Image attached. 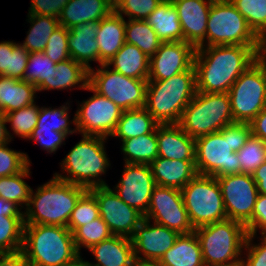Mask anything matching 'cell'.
<instances>
[{
	"label": "cell",
	"mask_w": 266,
	"mask_h": 266,
	"mask_svg": "<svg viewBox=\"0 0 266 266\" xmlns=\"http://www.w3.org/2000/svg\"><path fill=\"white\" fill-rule=\"evenodd\" d=\"M112 235L108 225L101 217L80 226L73 233L75 247L79 254L82 247L89 249L93 245L110 238Z\"/></svg>",
	"instance_id": "obj_42"
},
{
	"label": "cell",
	"mask_w": 266,
	"mask_h": 266,
	"mask_svg": "<svg viewBox=\"0 0 266 266\" xmlns=\"http://www.w3.org/2000/svg\"><path fill=\"white\" fill-rule=\"evenodd\" d=\"M144 218L179 234H189L195 230L190 223L181 190L172 187H154Z\"/></svg>",
	"instance_id": "obj_15"
},
{
	"label": "cell",
	"mask_w": 266,
	"mask_h": 266,
	"mask_svg": "<svg viewBox=\"0 0 266 266\" xmlns=\"http://www.w3.org/2000/svg\"><path fill=\"white\" fill-rule=\"evenodd\" d=\"M100 217L99 206L95 196L87 190L76 203L68 222V228L74 233L83 226Z\"/></svg>",
	"instance_id": "obj_45"
},
{
	"label": "cell",
	"mask_w": 266,
	"mask_h": 266,
	"mask_svg": "<svg viewBox=\"0 0 266 266\" xmlns=\"http://www.w3.org/2000/svg\"><path fill=\"white\" fill-rule=\"evenodd\" d=\"M234 122L250 123L266 107V69L257 59L228 91Z\"/></svg>",
	"instance_id": "obj_11"
},
{
	"label": "cell",
	"mask_w": 266,
	"mask_h": 266,
	"mask_svg": "<svg viewBox=\"0 0 266 266\" xmlns=\"http://www.w3.org/2000/svg\"><path fill=\"white\" fill-rule=\"evenodd\" d=\"M30 164H28L21 172L0 177V197L12 201L17 204L21 209L28 205L30 193L32 188L23 180L30 175Z\"/></svg>",
	"instance_id": "obj_37"
},
{
	"label": "cell",
	"mask_w": 266,
	"mask_h": 266,
	"mask_svg": "<svg viewBox=\"0 0 266 266\" xmlns=\"http://www.w3.org/2000/svg\"><path fill=\"white\" fill-rule=\"evenodd\" d=\"M56 64L43 52H31L27 60L23 80L34 84L38 91L48 90V77Z\"/></svg>",
	"instance_id": "obj_39"
},
{
	"label": "cell",
	"mask_w": 266,
	"mask_h": 266,
	"mask_svg": "<svg viewBox=\"0 0 266 266\" xmlns=\"http://www.w3.org/2000/svg\"><path fill=\"white\" fill-rule=\"evenodd\" d=\"M205 266H241L247 238L243 224L231 219L206 224L194 230Z\"/></svg>",
	"instance_id": "obj_6"
},
{
	"label": "cell",
	"mask_w": 266,
	"mask_h": 266,
	"mask_svg": "<svg viewBox=\"0 0 266 266\" xmlns=\"http://www.w3.org/2000/svg\"><path fill=\"white\" fill-rule=\"evenodd\" d=\"M150 168L156 185L179 190L198 174L195 161L170 160L157 157L150 164Z\"/></svg>",
	"instance_id": "obj_25"
},
{
	"label": "cell",
	"mask_w": 266,
	"mask_h": 266,
	"mask_svg": "<svg viewBox=\"0 0 266 266\" xmlns=\"http://www.w3.org/2000/svg\"><path fill=\"white\" fill-rule=\"evenodd\" d=\"M125 163L150 165L158 157L156 130L142 136L122 140Z\"/></svg>",
	"instance_id": "obj_33"
},
{
	"label": "cell",
	"mask_w": 266,
	"mask_h": 266,
	"mask_svg": "<svg viewBox=\"0 0 266 266\" xmlns=\"http://www.w3.org/2000/svg\"><path fill=\"white\" fill-rule=\"evenodd\" d=\"M82 137L60 163L67 175L55 173L54 177L87 190L107 186V183L99 178L110 166L104 148L107 138L91 135H82Z\"/></svg>",
	"instance_id": "obj_5"
},
{
	"label": "cell",
	"mask_w": 266,
	"mask_h": 266,
	"mask_svg": "<svg viewBox=\"0 0 266 266\" xmlns=\"http://www.w3.org/2000/svg\"><path fill=\"white\" fill-rule=\"evenodd\" d=\"M145 21L162 42L183 41V31L178 12L171 0H162Z\"/></svg>",
	"instance_id": "obj_29"
},
{
	"label": "cell",
	"mask_w": 266,
	"mask_h": 266,
	"mask_svg": "<svg viewBox=\"0 0 266 266\" xmlns=\"http://www.w3.org/2000/svg\"><path fill=\"white\" fill-rule=\"evenodd\" d=\"M88 250L94 255L97 263L93 266H135L133 244L131 238L112 235L110 238L93 245Z\"/></svg>",
	"instance_id": "obj_24"
},
{
	"label": "cell",
	"mask_w": 266,
	"mask_h": 266,
	"mask_svg": "<svg viewBox=\"0 0 266 266\" xmlns=\"http://www.w3.org/2000/svg\"><path fill=\"white\" fill-rule=\"evenodd\" d=\"M28 22L31 26L21 45L29 53L43 52L49 37L60 26L58 18L28 14Z\"/></svg>",
	"instance_id": "obj_35"
},
{
	"label": "cell",
	"mask_w": 266,
	"mask_h": 266,
	"mask_svg": "<svg viewBox=\"0 0 266 266\" xmlns=\"http://www.w3.org/2000/svg\"><path fill=\"white\" fill-rule=\"evenodd\" d=\"M252 135L250 123L234 122L228 125V137L233 152H238Z\"/></svg>",
	"instance_id": "obj_53"
},
{
	"label": "cell",
	"mask_w": 266,
	"mask_h": 266,
	"mask_svg": "<svg viewBox=\"0 0 266 266\" xmlns=\"http://www.w3.org/2000/svg\"><path fill=\"white\" fill-rule=\"evenodd\" d=\"M247 235L256 236L259 230L266 234V194H258L251 221L245 226Z\"/></svg>",
	"instance_id": "obj_51"
},
{
	"label": "cell",
	"mask_w": 266,
	"mask_h": 266,
	"mask_svg": "<svg viewBox=\"0 0 266 266\" xmlns=\"http://www.w3.org/2000/svg\"><path fill=\"white\" fill-rule=\"evenodd\" d=\"M206 46H262V40L230 0H213L206 28Z\"/></svg>",
	"instance_id": "obj_8"
},
{
	"label": "cell",
	"mask_w": 266,
	"mask_h": 266,
	"mask_svg": "<svg viewBox=\"0 0 266 266\" xmlns=\"http://www.w3.org/2000/svg\"><path fill=\"white\" fill-rule=\"evenodd\" d=\"M76 85L79 89H85L88 85V70L72 58L56 63V69L48 77V90H71Z\"/></svg>",
	"instance_id": "obj_32"
},
{
	"label": "cell",
	"mask_w": 266,
	"mask_h": 266,
	"mask_svg": "<svg viewBox=\"0 0 266 266\" xmlns=\"http://www.w3.org/2000/svg\"><path fill=\"white\" fill-rule=\"evenodd\" d=\"M86 188L60 180H51L30 193L24 211V224H44L67 227L70 216Z\"/></svg>",
	"instance_id": "obj_2"
},
{
	"label": "cell",
	"mask_w": 266,
	"mask_h": 266,
	"mask_svg": "<svg viewBox=\"0 0 266 266\" xmlns=\"http://www.w3.org/2000/svg\"><path fill=\"white\" fill-rule=\"evenodd\" d=\"M195 166L198 174L215 178L240 173L238 154L229 143L228 125L195 139Z\"/></svg>",
	"instance_id": "obj_12"
},
{
	"label": "cell",
	"mask_w": 266,
	"mask_h": 266,
	"mask_svg": "<svg viewBox=\"0 0 266 266\" xmlns=\"http://www.w3.org/2000/svg\"><path fill=\"white\" fill-rule=\"evenodd\" d=\"M8 144L0 145V177L15 175L30 164L26 153L9 149Z\"/></svg>",
	"instance_id": "obj_48"
},
{
	"label": "cell",
	"mask_w": 266,
	"mask_h": 266,
	"mask_svg": "<svg viewBox=\"0 0 266 266\" xmlns=\"http://www.w3.org/2000/svg\"><path fill=\"white\" fill-rule=\"evenodd\" d=\"M179 235L164 225L155 222L151 225L150 220L144 218L131 237L136 262L157 263Z\"/></svg>",
	"instance_id": "obj_17"
},
{
	"label": "cell",
	"mask_w": 266,
	"mask_h": 266,
	"mask_svg": "<svg viewBox=\"0 0 266 266\" xmlns=\"http://www.w3.org/2000/svg\"><path fill=\"white\" fill-rule=\"evenodd\" d=\"M162 0H114V11L128 19L145 20Z\"/></svg>",
	"instance_id": "obj_46"
},
{
	"label": "cell",
	"mask_w": 266,
	"mask_h": 266,
	"mask_svg": "<svg viewBox=\"0 0 266 266\" xmlns=\"http://www.w3.org/2000/svg\"><path fill=\"white\" fill-rule=\"evenodd\" d=\"M69 0H31L29 13L58 18Z\"/></svg>",
	"instance_id": "obj_52"
},
{
	"label": "cell",
	"mask_w": 266,
	"mask_h": 266,
	"mask_svg": "<svg viewBox=\"0 0 266 266\" xmlns=\"http://www.w3.org/2000/svg\"><path fill=\"white\" fill-rule=\"evenodd\" d=\"M22 253L30 266H62L80 254L68 227L24 224Z\"/></svg>",
	"instance_id": "obj_4"
},
{
	"label": "cell",
	"mask_w": 266,
	"mask_h": 266,
	"mask_svg": "<svg viewBox=\"0 0 266 266\" xmlns=\"http://www.w3.org/2000/svg\"><path fill=\"white\" fill-rule=\"evenodd\" d=\"M22 209L12 201L0 197V213H7V217H24Z\"/></svg>",
	"instance_id": "obj_56"
},
{
	"label": "cell",
	"mask_w": 266,
	"mask_h": 266,
	"mask_svg": "<svg viewBox=\"0 0 266 266\" xmlns=\"http://www.w3.org/2000/svg\"><path fill=\"white\" fill-rule=\"evenodd\" d=\"M159 266H205L195 232L180 234L175 244L157 262Z\"/></svg>",
	"instance_id": "obj_28"
},
{
	"label": "cell",
	"mask_w": 266,
	"mask_h": 266,
	"mask_svg": "<svg viewBox=\"0 0 266 266\" xmlns=\"http://www.w3.org/2000/svg\"><path fill=\"white\" fill-rule=\"evenodd\" d=\"M99 61L108 63L125 42V18L115 11L98 22Z\"/></svg>",
	"instance_id": "obj_26"
},
{
	"label": "cell",
	"mask_w": 266,
	"mask_h": 266,
	"mask_svg": "<svg viewBox=\"0 0 266 266\" xmlns=\"http://www.w3.org/2000/svg\"><path fill=\"white\" fill-rule=\"evenodd\" d=\"M125 42L137 46L149 58L159 49L162 41L145 20L125 21Z\"/></svg>",
	"instance_id": "obj_36"
},
{
	"label": "cell",
	"mask_w": 266,
	"mask_h": 266,
	"mask_svg": "<svg viewBox=\"0 0 266 266\" xmlns=\"http://www.w3.org/2000/svg\"><path fill=\"white\" fill-rule=\"evenodd\" d=\"M113 11V0H69L58 20L60 26L70 29L90 21L99 22Z\"/></svg>",
	"instance_id": "obj_22"
},
{
	"label": "cell",
	"mask_w": 266,
	"mask_h": 266,
	"mask_svg": "<svg viewBox=\"0 0 266 266\" xmlns=\"http://www.w3.org/2000/svg\"><path fill=\"white\" fill-rule=\"evenodd\" d=\"M156 137L158 157L195 161V139L187 135L178 124L158 125Z\"/></svg>",
	"instance_id": "obj_21"
},
{
	"label": "cell",
	"mask_w": 266,
	"mask_h": 266,
	"mask_svg": "<svg viewBox=\"0 0 266 266\" xmlns=\"http://www.w3.org/2000/svg\"><path fill=\"white\" fill-rule=\"evenodd\" d=\"M234 123L228 93L196 92L183 110L178 125L190 137L219 132Z\"/></svg>",
	"instance_id": "obj_7"
},
{
	"label": "cell",
	"mask_w": 266,
	"mask_h": 266,
	"mask_svg": "<svg viewBox=\"0 0 266 266\" xmlns=\"http://www.w3.org/2000/svg\"><path fill=\"white\" fill-rule=\"evenodd\" d=\"M135 266H159L157 263H136Z\"/></svg>",
	"instance_id": "obj_61"
},
{
	"label": "cell",
	"mask_w": 266,
	"mask_h": 266,
	"mask_svg": "<svg viewBox=\"0 0 266 266\" xmlns=\"http://www.w3.org/2000/svg\"><path fill=\"white\" fill-rule=\"evenodd\" d=\"M254 235H247L244 249L247 259H242L241 266H266V234H261L260 243L253 245Z\"/></svg>",
	"instance_id": "obj_49"
},
{
	"label": "cell",
	"mask_w": 266,
	"mask_h": 266,
	"mask_svg": "<svg viewBox=\"0 0 266 266\" xmlns=\"http://www.w3.org/2000/svg\"><path fill=\"white\" fill-rule=\"evenodd\" d=\"M7 119L6 115L0 112V145L9 143L13 137L6 127Z\"/></svg>",
	"instance_id": "obj_58"
},
{
	"label": "cell",
	"mask_w": 266,
	"mask_h": 266,
	"mask_svg": "<svg viewBox=\"0 0 266 266\" xmlns=\"http://www.w3.org/2000/svg\"><path fill=\"white\" fill-rule=\"evenodd\" d=\"M216 179L221 189L227 219L246 226L252 219L259 194L252 174L236 173Z\"/></svg>",
	"instance_id": "obj_14"
},
{
	"label": "cell",
	"mask_w": 266,
	"mask_h": 266,
	"mask_svg": "<svg viewBox=\"0 0 266 266\" xmlns=\"http://www.w3.org/2000/svg\"><path fill=\"white\" fill-rule=\"evenodd\" d=\"M171 1L178 12L183 31V41L195 48L205 47L209 10L213 0Z\"/></svg>",
	"instance_id": "obj_20"
},
{
	"label": "cell",
	"mask_w": 266,
	"mask_h": 266,
	"mask_svg": "<svg viewBox=\"0 0 266 266\" xmlns=\"http://www.w3.org/2000/svg\"><path fill=\"white\" fill-rule=\"evenodd\" d=\"M181 192L194 229L227 219L221 189L215 177L197 174Z\"/></svg>",
	"instance_id": "obj_9"
},
{
	"label": "cell",
	"mask_w": 266,
	"mask_h": 266,
	"mask_svg": "<svg viewBox=\"0 0 266 266\" xmlns=\"http://www.w3.org/2000/svg\"><path fill=\"white\" fill-rule=\"evenodd\" d=\"M29 52L13 41L0 42V76L23 80Z\"/></svg>",
	"instance_id": "obj_34"
},
{
	"label": "cell",
	"mask_w": 266,
	"mask_h": 266,
	"mask_svg": "<svg viewBox=\"0 0 266 266\" xmlns=\"http://www.w3.org/2000/svg\"><path fill=\"white\" fill-rule=\"evenodd\" d=\"M147 83L148 79L124 76L106 64L88 70V85L123 111L145 107Z\"/></svg>",
	"instance_id": "obj_10"
},
{
	"label": "cell",
	"mask_w": 266,
	"mask_h": 266,
	"mask_svg": "<svg viewBox=\"0 0 266 266\" xmlns=\"http://www.w3.org/2000/svg\"><path fill=\"white\" fill-rule=\"evenodd\" d=\"M262 45H266V36L262 39Z\"/></svg>",
	"instance_id": "obj_62"
},
{
	"label": "cell",
	"mask_w": 266,
	"mask_h": 266,
	"mask_svg": "<svg viewBox=\"0 0 266 266\" xmlns=\"http://www.w3.org/2000/svg\"><path fill=\"white\" fill-rule=\"evenodd\" d=\"M70 106L62 105L59 108H46L41 107L39 110L38 121L36 127L39 129H51L60 133L73 134L78 130L75 127L73 130L69 126L70 123H74L76 126V115L73 120L69 121L68 111Z\"/></svg>",
	"instance_id": "obj_41"
},
{
	"label": "cell",
	"mask_w": 266,
	"mask_h": 266,
	"mask_svg": "<svg viewBox=\"0 0 266 266\" xmlns=\"http://www.w3.org/2000/svg\"><path fill=\"white\" fill-rule=\"evenodd\" d=\"M84 90L94 95L83 101L75 113L78 133L108 138L113 134L123 110L89 85Z\"/></svg>",
	"instance_id": "obj_13"
},
{
	"label": "cell",
	"mask_w": 266,
	"mask_h": 266,
	"mask_svg": "<svg viewBox=\"0 0 266 266\" xmlns=\"http://www.w3.org/2000/svg\"><path fill=\"white\" fill-rule=\"evenodd\" d=\"M106 65L124 76L148 79L150 58L137 46L125 43Z\"/></svg>",
	"instance_id": "obj_30"
},
{
	"label": "cell",
	"mask_w": 266,
	"mask_h": 266,
	"mask_svg": "<svg viewBox=\"0 0 266 266\" xmlns=\"http://www.w3.org/2000/svg\"><path fill=\"white\" fill-rule=\"evenodd\" d=\"M262 40L266 36V0H230Z\"/></svg>",
	"instance_id": "obj_40"
},
{
	"label": "cell",
	"mask_w": 266,
	"mask_h": 266,
	"mask_svg": "<svg viewBox=\"0 0 266 266\" xmlns=\"http://www.w3.org/2000/svg\"><path fill=\"white\" fill-rule=\"evenodd\" d=\"M262 46L218 45L196 48V90L228 93L238 77L257 60Z\"/></svg>",
	"instance_id": "obj_1"
},
{
	"label": "cell",
	"mask_w": 266,
	"mask_h": 266,
	"mask_svg": "<svg viewBox=\"0 0 266 266\" xmlns=\"http://www.w3.org/2000/svg\"><path fill=\"white\" fill-rule=\"evenodd\" d=\"M69 29L59 26L49 37L43 53L55 64L70 59Z\"/></svg>",
	"instance_id": "obj_47"
},
{
	"label": "cell",
	"mask_w": 266,
	"mask_h": 266,
	"mask_svg": "<svg viewBox=\"0 0 266 266\" xmlns=\"http://www.w3.org/2000/svg\"><path fill=\"white\" fill-rule=\"evenodd\" d=\"M24 217H7L0 213V254L22 251Z\"/></svg>",
	"instance_id": "obj_38"
},
{
	"label": "cell",
	"mask_w": 266,
	"mask_h": 266,
	"mask_svg": "<svg viewBox=\"0 0 266 266\" xmlns=\"http://www.w3.org/2000/svg\"><path fill=\"white\" fill-rule=\"evenodd\" d=\"M62 266H89V262L83 260V258L81 257V255H79L78 257H76L73 261L66 263Z\"/></svg>",
	"instance_id": "obj_59"
},
{
	"label": "cell",
	"mask_w": 266,
	"mask_h": 266,
	"mask_svg": "<svg viewBox=\"0 0 266 266\" xmlns=\"http://www.w3.org/2000/svg\"><path fill=\"white\" fill-rule=\"evenodd\" d=\"M39 110V106L34 103L5 114L7 123H10L11 130L14 132L13 134L25 140L29 139L37 125Z\"/></svg>",
	"instance_id": "obj_44"
},
{
	"label": "cell",
	"mask_w": 266,
	"mask_h": 266,
	"mask_svg": "<svg viewBox=\"0 0 266 266\" xmlns=\"http://www.w3.org/2000/svg\"><path fill=\"white\" fill-rule=\"evenodd\" d=\"M89 191L95 196L100 217L111 233L131 238L144 216L123 202L108 185L94 187Z\"/></svg>",
	"instance_id": "obj_16"
},
{
	"label": "cell",
	"mask_w": 266,
	"mask_h": 266,
	"mask_svg": "<svg viewBox=\"0 0 266 266\" xmlns=\"http://www.w3.org/2000/svg\"><path fill=\"white\" fill-rule=\"evenodd\" d=\"M0 266H30L22 251L0 254Z\"/></svg>",
	"instance_id": "obj_55"
},
{
	"label": "cell",
	"mask_w": 266,
	"mask_h": 266,
	"mask_svg": "<svg viewBox=\"0 0 266 266\" xmlns=\"http://www.w3.org/2000/svg\"><path fill=\"white\" fill-rule=\"evenodd\" d=\"M98 22L90 21L69 29L68 49L70 58L81 63L87 70L92 67L89 62L99 61V46L96 39Z\"/></svg>",
	"instance_id": "obj_23"
},
{
	"label": "cell",
	"mask_w": 266,
	"mask_h": 266,
	"mask_svg": "<svg viewBox=\"0 0 266 266\" xmlns=\"http://www.w3.org/2000/svg\"><path fill=\"white\" fill-rule=\"evenodd\" d=\"M237 154L240 173L253 174L266 161V142L251 135Z\"/></svg>",
	"instance_id": "obj_43"
},
{
	"label": "cell",
	"mask_w": 266,
	"mask_h": 266,
	"mask_svg": "<svg viewBox=\"0 0 266 266\" xmlns=\"http://www.w3.org/2000/svg\"><path fill=\"white\" fill-rule=\"evenodd\" d=\"M196 92L193 65L166 80H148L145 108L159 125L178 124L183 110Z\"/></svg>",
	"instance_id": "obj_3"
},
{
	"label": "cell",
	"mask_w": 266,
	"mask_h": 266,
	"mask_svg": "<svg viewBox=\"0 0 266 266\" xmlns=\"http://www.w3.org/2000/svg\"><path fill=\"white\" fill-rule=\"evenodd\" d=\"M36 92L37 87L32 83L0 76V112L7 114L36 103Z\"/></svg>",
	"instance_id": "obj_27"
},
{
	"label": "cell",
	"mask_w": 266,
	"mask_h": 266,
	"mask_svg": "<svg viewBox=\"0 0 266 266\" xmlns=\"http://www.w3.org/2000/svg\"><path fill=\"white\" fill-rule=\"evenodd\" d=\"M196 48L185 41L162 42L150 57L148 80H166L194 65Z\"/></svg>",
	"instance_id": "obj_19"
},
{
	"label": "cell",
	"mask_w": 266,
	"mask_h": 266,
	"mask_svg": "<svg viewBox=\"0 0 266 266\" xmlns=\"http://www.w3.org/2000/svg\"><path fill=\"white\" fill-rule=\"evenodd\" d=\"M124 166L122 177L113 191L123 202L145 216L156 186L150 165L125 163Z\"/></svg>",
	"instance_id": "obj_18"
},
{
	"label": "cell",
	"mask_w": 266,
	"mask_h": 266,
	"mask_svg": "<svg viewBox=\"0 0 266 266\" xmlns=\"http://www.w3.org/2000/svg\"><path fill=\"white\" fill-rule=\"evenodd\" d=\"M257 59L266 69V45H262L261 49L257 52Z\"/></svg>",
	"instance_id": "obj_60"
},
{
	"label": "cell",
	"mask_w": 266,
	"mask_h": 266,
	"mask_svg": "<svg viewBox=\"0 0 266 266\" xmlns=\"http://www.w3.org/2000/svg\"><path fill=\"white\" fill-rule=\"evenodd\" d=\"M159 124L145 107L123 111L111 137L122 140L153 133Z\"/></svg>",
	"instance_id": "obj_31"
},
{
	"label": "cell",
	"mask_w": 266,
	"mask_h": 266,
	"mask_svg": "<svg viewBox=\"0 0 266 266\" xmlns=\"http://www.w3.org/2000/svg\"><path fill=\"white\" fill-rule=\"evenodd\" d=\"M67 133H60L51 129L34 128L29 140L39 143L48 153H54L65 142Z\"/></svg>",
	"instance_id": "obj_50"
},
{
	"label": "cell",
	"mask_w": 266,
	"mask_h": 266,
	"mask_svg": "<svg viewBox=\"0 0 266 266\" xmlns=\"http://www.w3.org/2000/svg\"><path fill=\"white\" fill-rule=\"evenodd\" d=\"M260 194H266V161L263 162L252 174Z\"/></svg>",
	"instance_id": "obj_57"
},
{
	"label": "cell",
	"mask_w": 266,
	"mask_h": 266,
	"mask_svg": "<svg viewBox=\"0 0 266 266\" xmlns=\"http://www.w3.org/2000/svg\"><path fill=\"white\" fill-rule=\"evenodd\" d=\"M252 135L266 142V107L250 122Z\"/></svg>",
	"instance_id": "obj_54"
}]
</instances>
